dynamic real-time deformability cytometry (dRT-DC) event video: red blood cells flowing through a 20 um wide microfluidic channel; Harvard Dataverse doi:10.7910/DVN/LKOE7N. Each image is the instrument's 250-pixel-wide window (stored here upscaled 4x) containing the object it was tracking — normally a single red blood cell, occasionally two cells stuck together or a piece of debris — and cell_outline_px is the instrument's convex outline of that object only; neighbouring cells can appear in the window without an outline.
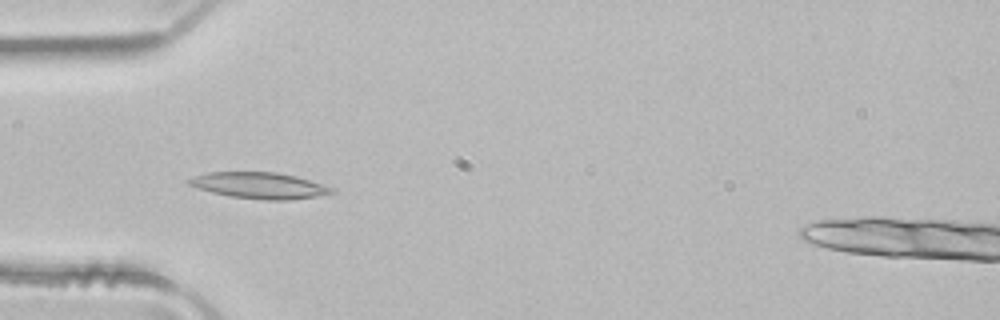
{"species": "common noctule bat (a hibernating species)", "species_latin": "Nyctalus noctula", "temperature_condition": "room temperature", "stored_images_in_passage": 5, "camera_frame_rate_fps": 3000, "um_per_image_px": 0.085, "animal": {"sex": "male", "body_mass_g": 21.5, "forearm_length_mm": 52.0}, "frame": {"image": 1, "passage_image": 4, "time_ms": 1.0, "image_size_px": [1000, 320], "cell_outline_px": [[336, 192], [316, 196], [292, 200], [268, 200], [232, 196], [212, 192], [188, 184], [188, 180], [192, 176], [208, 172], [276, 172], [296, 176], [336, 188]], "centroid_in_image_um": [22.1, 15.76], "position_along_channel_um": 62.9, "area_um2": 21.68}}
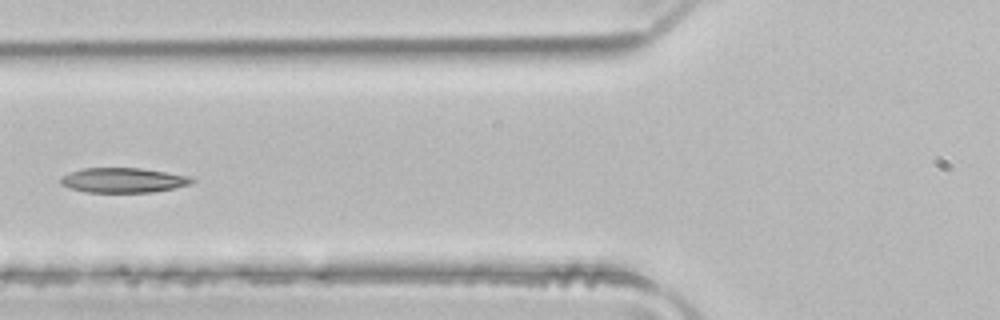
{"frame": {"image": 2, "passage_image": 5, "time_ms": 1.333, "image_size_px": [1000, 320], "cell_outline_px": [[196, 180], [188, 184], [172, 188], [152, 192], [84, 192], [68, 188], [60, 184], [60, 180], [64, 176], [72, 172], [84, 168], [140, 168], [188, 176]], "centroid_in_image_um": [10.43, 15.32], "position_along_channel_um": 115.4, "area_um2": 18.67}}